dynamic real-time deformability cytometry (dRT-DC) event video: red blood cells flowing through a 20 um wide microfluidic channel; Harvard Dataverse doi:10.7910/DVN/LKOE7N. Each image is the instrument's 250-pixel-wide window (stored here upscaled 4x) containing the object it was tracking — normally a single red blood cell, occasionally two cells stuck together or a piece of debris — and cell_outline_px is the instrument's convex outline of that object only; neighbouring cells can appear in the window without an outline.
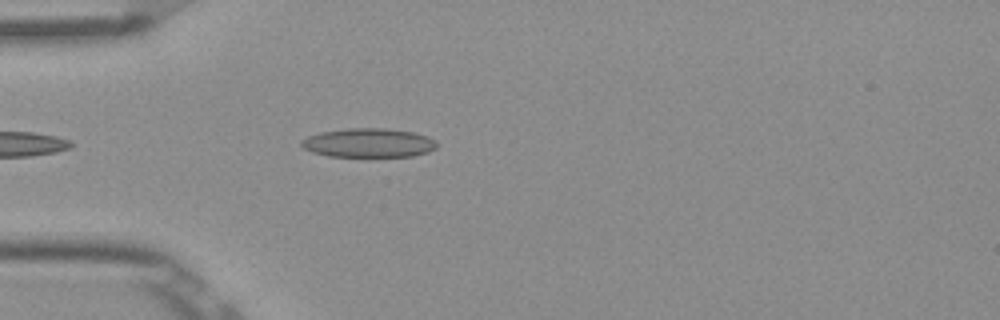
{"species": "Egyptian fruit bat (a non-hibernating species)", "species_latin": "Rousettus aegyptiacus", "temperature_condition": "room temperature", "stored_images_in_passage": 8, "camera_frame_rate_fps": 3000, "um_per_image_px": 0.085, "frame": {"image": 1, "passage_image": 4, "time_ms": 1.0, "image_size_px": [1000, 320], "cell_outline_px": [[436, 148], [428, 152], [412, 156], [328, 156], [312, 152], [304, 148], [300, 144], [300, 140], [308, 136], [320, 132], [348, 128], [384, 128], [412, 132], [428, 136], [436, 140]], "centroid_in_image_um": [31.32, 12.14], "position_along_channel_um": 53.7, "area_um2": 22.89}}
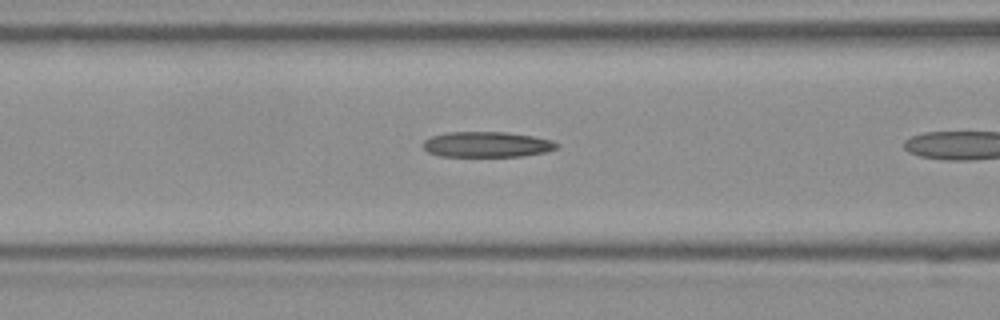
{"frame": {"image": 2, "passage_image": 7, "time_ms": 2.0, "image_size_px": [1000, 320], "cell_outline_px": [[560, 148], [548, 152], [524, 156], [440, 156], [428, 152], [420, 144], [424, 140], [432, 136], [448, 132], [508, 132], [532, 136], [552, 140], [560, 144]], "centroid_in_image_um": [41.43, 12.28], "position_along_channel_um": 125.2, "area_um2": 20.11}}